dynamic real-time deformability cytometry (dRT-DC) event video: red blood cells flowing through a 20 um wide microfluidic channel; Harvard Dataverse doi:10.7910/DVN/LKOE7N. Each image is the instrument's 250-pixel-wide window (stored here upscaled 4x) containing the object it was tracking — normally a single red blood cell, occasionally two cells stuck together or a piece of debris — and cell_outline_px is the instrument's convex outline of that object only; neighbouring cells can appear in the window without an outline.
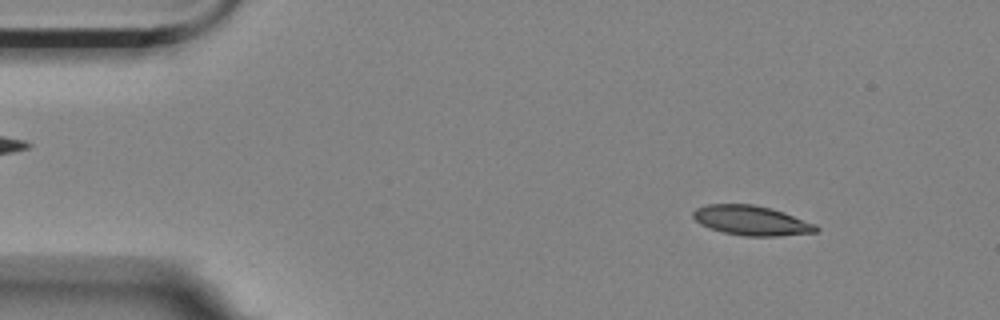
{"species": "Egyptian fruit bat (a non-hibernating species)", "species_latin": "Rousettus aegyptiacus", "temperature_condition": "room temperature", "stored_images_in_passage": 4, "segment_of_instrument_passage": [1, 2], "camera_frame_rate_fps": 3000, "um_per_image_px": 0.085, "animal": {"sex": "female"}, "frame": {"image": 1, "passage_image": 1, "time_ms": 0.0, "image_size_px": [1000, 320], "cell_outline_px": [[820, 228], [816, 232], [776, 236], [744, 236], [724, 232], [700, 224], [692, 216], [692, 212], [696, 208], [708, 204], [752, 204], [772, 208], [784, 212], [816, 224]], "centroid_in_image_um": [63.88, 18.73], "position_along_channel_um": 21.1, "area_um2": 21.21}}
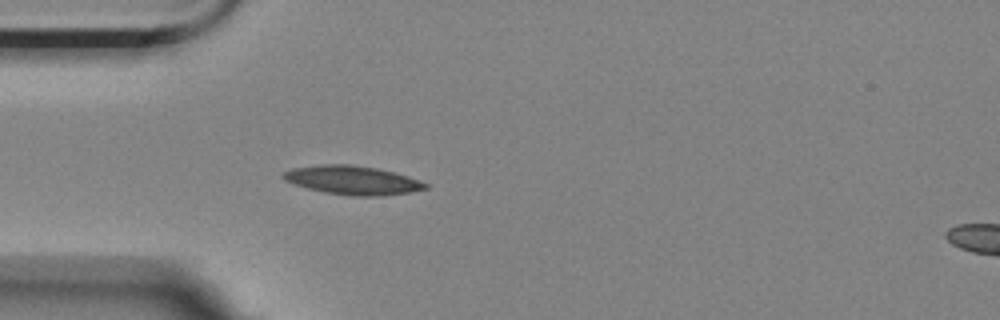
{"frame": {"image": 2, "passage_image": 3, "time_ms": 0.667, "image_size_px": [1000, 320], "cell_outline_px": [[428, 188], [408, 192], [380, 196], [352, 196], [324, 192], [292, 184], [284, 180], [280, 176], [284, 172], [292, 168], [320, 164], [352, 164], [376, 168], [408, 176], [428, 184]], "centroid_in_image_um": [29.91, 15.31], "position_along_channel_um": 55.1, "area_um2": 23.81}}